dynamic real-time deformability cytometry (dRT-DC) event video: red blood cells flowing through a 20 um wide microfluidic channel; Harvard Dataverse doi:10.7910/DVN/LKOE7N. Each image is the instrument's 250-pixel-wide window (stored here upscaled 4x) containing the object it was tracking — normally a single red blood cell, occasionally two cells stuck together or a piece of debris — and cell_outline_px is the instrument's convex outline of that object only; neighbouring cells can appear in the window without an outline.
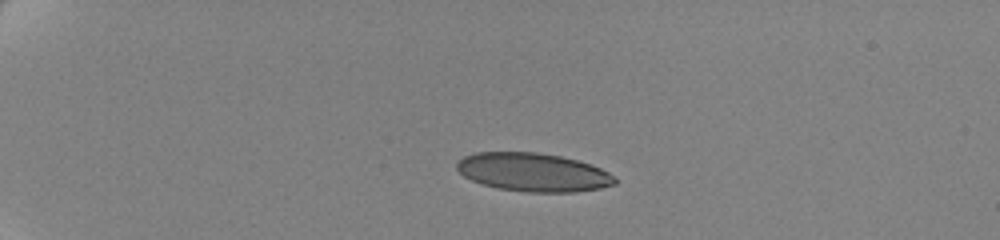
{"species": "human", "species_latin": "Homo sapiens", "temperature_condition": "cold", "stored_images_in_passage": 46, "camera_frame_rate_fps": 3000, "um_per_image_px": 0.085, "donor": {"sex": "female"}, "frame": {"image": 1, "passage_image": 1, "time_ms": 0.0, "image_size_px": [1000, 240], "cell_outline_px": [[616, 184], [600, 188], [576, 192], [528, 192], [496, 188], [480, 184], [464, 176], [456, 168], [456, 164], [464, 156], [476, 152], [536, 152], [560, 156], [592, 164], [616, 176]], "centroid_in_image_um": [45.33, 14.64], "position_along_channel_um": 39.7, "area_um2": 35.55}}
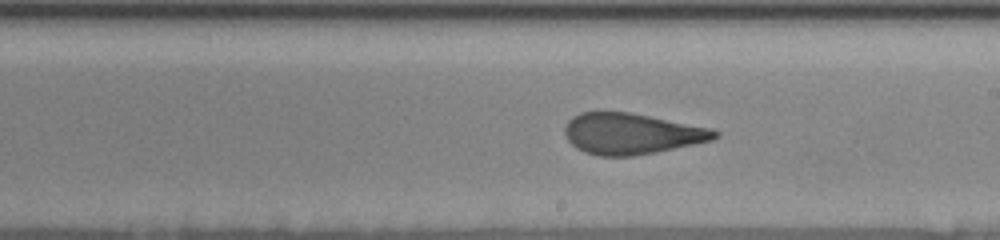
{"frame": {"image": 2, "passage_image": 24, "time_ms": 7.667, "image_size_px": [1000, 240], "cell_outline_px": [[720, 136], [712, 140], [656, 152], [632, 156], [596, 156], [584, 152], [576, 148], [564, 136], [564, 128], [568, 120], [572, 116], [580, 112], [600, 108], [628, 112], [712, 128], [720, 132]], "centroid_in_image_um": [53.61, 11.33], "position_along_channel_um": 235.4, "area_um2": 36.59}}
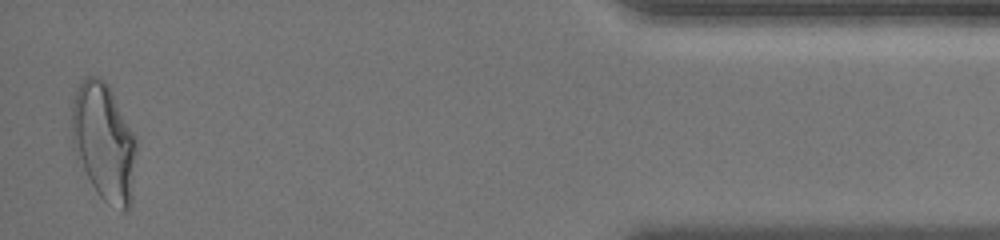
{"frame": {"image": 3, "passage_image": 45, "time_ms": 14.667, "image_size_px": [1000, 240], "cell_outline_px": [[136, 152], [132, 196], [128, 208], [124, 212], [108, 204], [96, 192], [72, 148], [72, 104], [76, 92], [84, 76], [96, 76], [104, 80], [108, 84], [136, 136]], "centroid_in_image_um": [8.84, 12.06], "position_along_channel_um": 426.4, "area_um2": 44.22}, "authors_computed_cell_mechanics": {"area_um2": 36.9631, "velocity_mm_per_s": 3.4917, "shape_relaxation_time_tau1_ms": 6.4402, "shape_relaxation_time_tau2_ms": 1.1629, "deformation_change_tau1": 0.1923, "deformation_change_tau2": 0.0778}}